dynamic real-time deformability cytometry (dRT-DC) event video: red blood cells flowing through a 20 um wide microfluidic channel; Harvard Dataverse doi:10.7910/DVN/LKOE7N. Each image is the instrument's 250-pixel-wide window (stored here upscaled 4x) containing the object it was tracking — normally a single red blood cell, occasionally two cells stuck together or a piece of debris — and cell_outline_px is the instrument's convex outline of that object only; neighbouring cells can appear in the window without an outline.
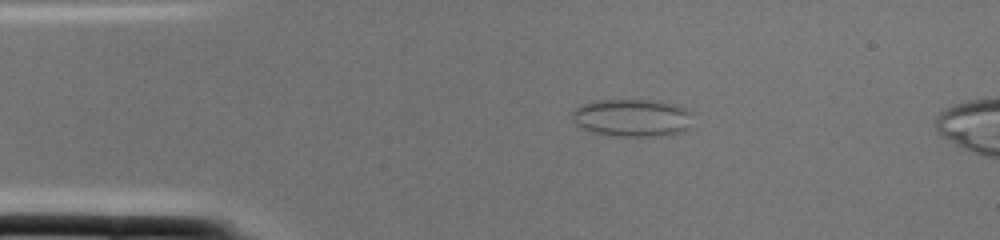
{"species": "common noctule bat (a hibernating species)", "species_latin": "Nyctalus noctula", "temperature_condition": "cold", "stored_images_in_passage": 3, "camera_frame_rate_fps": 3000, "um_per_image_px": 0.085, "animal": {"sex": "female", "body_mass_g": 22.0, "forearm_length_mm": 56.7}, "frame": {"image": 1, "passage_image": 2, "time_ms": 0.333, "image_size_px": [1000, 240], "cell_outline_px": [[692, 112], [688, 128], [684, 132], [656, 136], [620, 136], [596, 132], [584, 128], [576, 124], [572, 120], [572, 112], [576, 108], [592, 100], [656, 100], [676, 104]], "centroid_in_image_um": [53.76, 10.0], "position_along_channel_um": 31.2, "area_um2": 26.36}}